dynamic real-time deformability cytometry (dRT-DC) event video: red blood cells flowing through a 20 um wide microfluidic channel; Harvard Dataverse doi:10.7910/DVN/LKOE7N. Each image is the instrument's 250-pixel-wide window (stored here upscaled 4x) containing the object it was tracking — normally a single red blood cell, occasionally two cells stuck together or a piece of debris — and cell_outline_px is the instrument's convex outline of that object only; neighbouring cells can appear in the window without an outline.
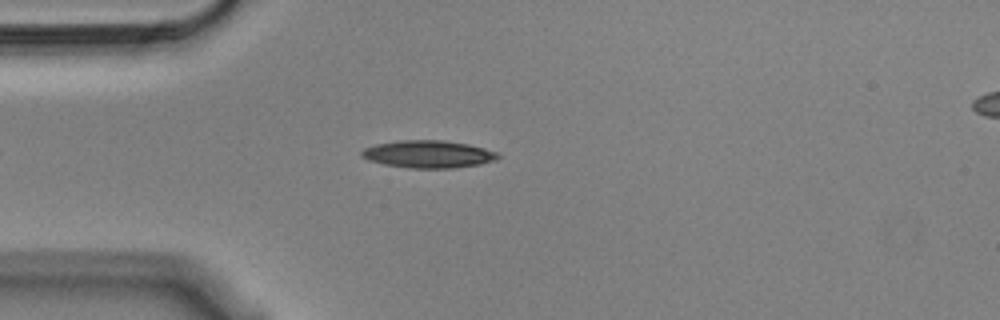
{"species": "Egyptian fruit bat (a non-hibernating species)", "species_latin": "Rousettus aegyptiacus", "temperature_condition": "cold", "stored_images_in_passage": 44, "camera_frame_rate_fps": 3000, "um_per_image_px": 0.085, "animal": {"sex": "male"}, "frame": {"image": 1, "passage_image": 8, "time_ms": 2.333, "image_size_px": [1000, 320], "cell_outline_px": [[500, 156], [496, 160], [480, 164], [456, 168], [408, 168], [384, 164], [368, 160], [360, 156], [360, 152], [364, 148], [376, 144], [400, 140], [444, 140], [468, 144], [484, 148], [496, 152]], "centroid_in_image_um": [36.39, 13.1], "position_along_channel_um": 48.6, "area_um2": 21.91}}
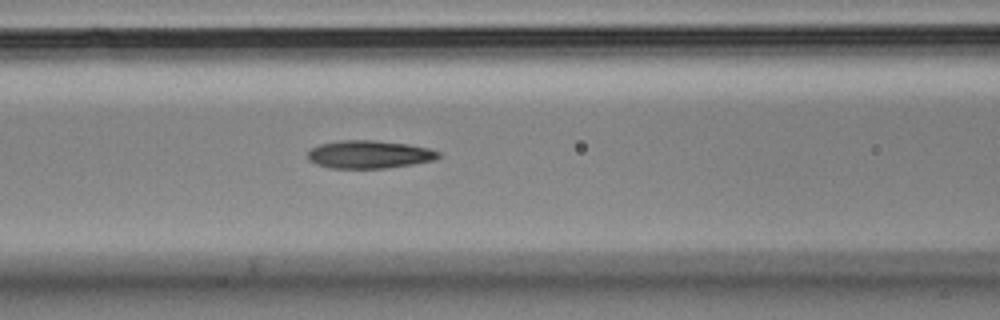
{"frame": {"image": 2, "passage_image": 16, "time_ms": 5.0, "image_size_px": [1000, 320], "cell_outline_px": [[440, 156], [436, 160], [388, 168], [328, 168], [316, 164], [308, 160], [308, 152], [312, 148], [320, 144], [340, 140], [376, 140], [408, 144], [428, 148], [440, 152]], "centroid_in_image_um": [31.39, 13.12], "position_along_channel_um": 135.2, "area_um2": 21.39}}
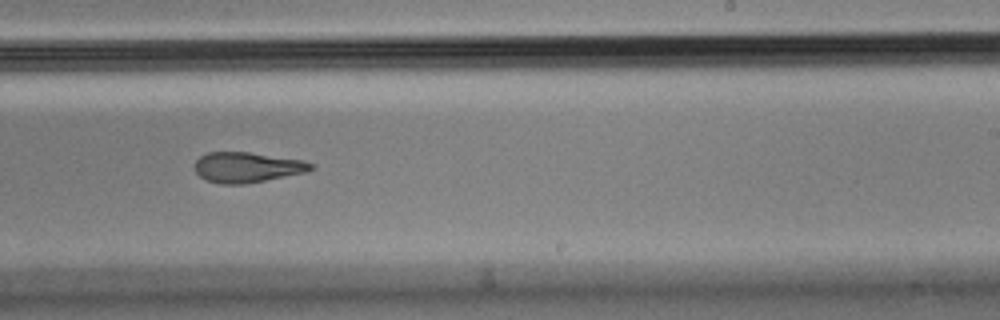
{"frame": {"image": 3, "passage_image": 27, "time_ms": 8.667, "image_size_px": [1000, 320], "cell_outline_px": [[316, 164], [312, 168], [304, 172], [244, 184], [220, 184], [204, 180], [196, 172], [196, 160], [200, 156], [208, 152], [248, 152], [304, 160]], "centroid_in_image_um": [20.98, 14.21], "position_along_channel_um": 268.0, "area_um2": 20.35}, "authors_computed_cell_mechanics": {"area_um2": 21.2993, "velocity_mm_per_s": 3.6312, "shape_relaxation_time_tau1_ms": 6.1429, "shape_relaxation_time_tau2_ms": 3.639, "deformation_change_tau1": 0.1934, "deformation_change_tau2": 0.1385}}